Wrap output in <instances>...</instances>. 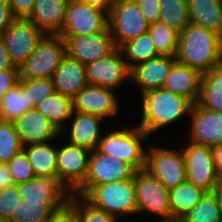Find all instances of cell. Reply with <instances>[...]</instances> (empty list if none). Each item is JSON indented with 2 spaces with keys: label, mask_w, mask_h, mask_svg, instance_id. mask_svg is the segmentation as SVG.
Returning <instances> with one entry per match:
<instances>
[{
  "label": "cell",
  "mask_w": 222,
  "mask_h": 222,
  "mask_svg": "<svg viewBox=\"0 0 222 222\" xmlns=\"http://www.w3.org/2000/svg\"><path fill=\"white\" fill-rule=\"evenodd\" d=\"M176 61L201 74L222 63V39L216 32L189 23L180 33Z\"/></svg>",
  "instance_id": "cell-1"
},
{
  "label": "cell",
  "mask_w": 222,
  "mask_h": 222,
  "mask_svg": "<svg viewBox=\"0 0 222 222\" xmlns=\"http://www.w3.org/2000/svg\"><path fill=\"white\" fill-rule=\"evenodd\" d=\"M142 117L139 128L148 136L171 125L184 115H189L192 103L163 88L141 93Z\"/></svg>",
  "instance_id": "cell-2"
},
{
  "label": "cell",
  "mask_w": 222,
  "mask_h": 222,
  "mask_svg": "<svg viewBox=\"0 0 222 222\" xmlns=\"http://www.w3.org/2000/svg\"><path fill=\"white\" fill-rule=\"evenodd\" d=\"M149 136L138 126L132 129L112 130L101 136L97 150L129 164L135 171L145 169L146 151L143 143Z\"/></svg>",
  "instance_id": "cell-3"
},
{
  "label": "cell",
  "mask_w": 222,
  "mask_h": 222,
  "mask_svg": "<svg viewBox=\"0 0 222 222\" xmlns=\"http://www.w3.org/2000/svg\"><path fill=\"white\" fill-rule=\"evenodd\" d=\"M94 207L116 217L137 214L134 175L121 181L93 186L84 196Z\"/></svg>",
  "instance_id": "cell-4"
},
{
  "label": "cell",
  "mask_w": 222,
  "mask_h": 222,
  "mask_svg": "<svg viewBox=\"0 0 222 222\" xmlns=\"http://www.w3.org/2000/svg\"><path fill=\"white\" fill-rule=\"evenodd\" d=\"M65 54V42L58 34H44L19 68L20 79H51Z\"/></svg>",
  "instance_id": "cell-5"
},
{
  "label": "cell",
  "mask_w": 222,
  "mask_h": 222,
  "mask_svg": "<svg viewBox=\"0 0 222 222\" xmlns=\"http://www.w3.org/2000/svg\"><path fill=\"white\" fill-rule=\"evenodd\" d=\"M107 27L116 48L148 32L149 23L133 0H115L107 13Z\"/></svg>",
  "instance_id": "cell-6"
},
{
  "label": "cell",
  "mask_w": 222,
  "mask_h": 222,
  "mask_svg": "<svg viewBox=\"0 0 222 222\" xmlns=\"http://www.w3.org/2000/svg\"><path fill=\"white\" fill-rule=\"evenodd\" d=\"M134 187L138 215L153 213L163 222H172L169 192L160 181L146 169H141L134 173Z\"/></svg>",
  "instance_id": "cell-7"
},
{
  "label": "cell",
  "mask_w": 222,
  "mask_h": 222,
  "mask_svg": "<svg viewBox=\"0 0 222 222\" xmlns=\"http://www.w3.org/2000/svg\"><path fill=\"white\" fill-rule=\"evenodd\" d=\"M134 173L135 170L126 162L95 148L90 152L85 180L73 193L84 196L93 186L128 179Z\"/></svg>",
  "instance_id": "cell-8"
},
{
  "label": "cell",
  "mask_w": 222,
  "mask_h": 222,
  "mask_svg": "<svg viewBox=\"0 0 222 222\" xmlns=\"http://www.w3.org/2000/svg\"><path fill=\"white\" fill-rule=\"evenodd\" d=\"M169 191L186 181L185 160L181 151L152 146L146 151V167Z\"/></svg>",
  "instance_id": "cell-9"
},
{
  "label": "cell",
  "mask_w": 222,
  "mask_h": 222,
  "mask_svg": "<svg viewBox=\"0 0 222 222\" xmlns=\"http://www.w3.org/2000/svg\"><path fill=\"white\" fill-rule=\"evenodd\" d=\"M185 147L182 153L185 160L186 181L206 192H212L217 186L218 177L212 149L192 142Z\"/></svg>",
  "instance_id": "cell-10"
},
{
  "label": "cell",
  "mask_w": 222,
  "mask_h": 222,
  "mask_svg": "<svg viewBox=\"0 0 222 222\" xmlns=\"http://www.w3.org/2000/svg\"><path fill=\"white\" fill-rule=\"evenodd\" d=\"M107 28L106 11L81 0H69L66 20L58 35H89Z\"/></svg>",
  "instance_id": "cell-11"
},
{
  "label": "cell",
  "mask_w": 222,
  "mask_h": 222,
  "mask_svg": "<svg viewBox=\"0 0 222 222\" xmlns=\"http://www.w3.org/2000/svg\"><path fill=\"white\" fill-rule=\"evenodd\" d=\"M44 33L28 18H16L3 32L8 57L12 65L20 68Z\"/></svg>",
  "instance_id": "cell-12"
},
{
  "label": "cell",
  "mask_w": 222,
  "mask_h": 222,
  "mask_svg": "<svg viewBox=\"0 0 222 222\" xmlns=\"http://www.w3.org/2000/svg\"><path fill=\"white\" fill-rule=\"evenodd\" d=\"M60 37L65 42V53L84 66L108 56L116 49L108 28L89 35Z\"/></svg>",
  "instance_id": "cell-13"
},
{
  "label": "cell",
  "mask_w": 222,
  "mask_h": 222,
  "mask_svg": "<svg viewBox=\"0 0 222 222\" xmlns=\"http://www.w3.org/2000/svg\"><path fill=\"white\" fill-rule=\"evenodd\" d=\"M90 152L69 142L58 147L57 178L70 193H73L85 180Z\"/></svg>",
  "instance_id": "cell-14"
},
{
  "label": "cell",
  "mask_w": 222,
  "mask_h": 222,
  "mask_svg": "<svg viewBox=\"0 0 222 222\" xmlns=\"http://www.w3.org/2000/svg\"><path fill=\"white\" fill-rule=\"evenodd\" d=\"M88 85L116 90L121 83L130 81V68L119 48L108 56L85 66Z\"/></svg>",
  "instance_id": "cell-15"
},
{
  "label": "cell",
  "mask_w": 222,
  "mask_h": 222,
  "mask_svg": "<svg viewBox=\"0 0 222 222\" xmlns=\"http://www.w3.org/2000/svg\"><path fill=\"white\" fill-rule=\"evenodd\" d=\"M188 116L191 117L190 142L210 148L222 143V113L207 110L196 102Z\"/></svg>",
  "instance_id": "cell-16"
},
{
  "label": "cell",
  "mask_w": 222,
  "mask_h": 222,
  "mask_svg": "<svg viewBox=\"0 0 222 222\" xmlns=\"http://www.w3.org/2000/svg\"><path fill=\"white\" fill-rule=\"evenodd\" d=\"M114 90L86 85L73 99V111L89 113L101 118L114 117L118 114V98Z\"/></svg>",
  "instance_id": "cell-17"
},
{
  "label": "cell",
  "mask_w": 222,
  "mask_h": 222,
  "mask_svg": "<svg viewBox=\"0 0 222 222\" xmlns=\"http://www.w3.org/2000/svg\"><path fill=\"white\" fill-rule=\"evenodd\" d=\"M24 203L65 204L70 192L57 177L38 176L17 184Z\"/></svg>",
  "instance_id": "cell-18"
},
{
  "label": "cell",
  "mask_w": 222,
  "mask_h": 222,
  "mask_svg": "<svg viewBox=\"0 0 222 222\" xmlns=\"http://www.w3.org/2000/svg\"><path fill=\"white\" fill-rule=\"evenodd\" d=\"M22 146L54 141L61 132L36 108L24 112L13 122Z\"/></svg>",
  "instance_id": "cell-19"
},
{
  "label": "cell",
  "mask_w": 222,
  "mask_h": 222,
  "mask_svg": "<svg viewBox=\"0 0 222 222\" xmlns=\"http://www.w3.org/2000/svg\"><path fill=\"white\" fill-rule=\"evenodd\" d=\"M175 62V56L160 55L138 63L130 69V81L136 82L142 93L162 88Z\"/></svg>",
  "instance_id": "cell-20"
},
{
  "label": "cell",
  "mask_w": 222,
  "mask_h": 222,
  "mask_svg": "<svg viewBox=\"0 0 222 222\" xmlns=\"http://www.w3.org/2000/svg\"><path fill=\"white\" fill-rule=\"evenodd\" d=\"M51 79L54 92L60 93L71 99L88 85L85 66L76 59L69 57L67 54L61 59Z\"/></svg>",
  "instance_id": "cell-21"
},
{
  "label": "cell",
  "mask_w": 222,
  "mask_h": 222,
  "mask_svg": "<svg viewBox=\"0 0 222 222\" xmlns=\"http://www.w3.org/2000/svg\"><path fill=\"white\" fill-rule=\"evenodd\" d=\"M69 0H35L28 19L44 34H58L63 27Z\"/></svg>",
  "instance_id": "cell-22"
},
{
  "label": "cell",
  "mask_w": 222,
  "mask_h": 222,
  "mask_svg": "<svg viewBox=\"0 0 222 222\" xmlns=\"http://www.w3.org/2000/svg\"><path fill=\"white\" fill-rule=\"evenodd\" d=\"M69 120H71V126L68 127L69 129L67 128L69 143L89 151L97 148L102 136L101 122L103 118L89 113L73 111Z\"/></svg>",
  "instance_id": "cell-23"
},
{
  "label": "cell",
  "mask_w": 222,
  "mask_h": 222,
  "mask_svg": "<svg viewBox=\"0 0 222 222\" xmlns=\"http://www.w3.org/2000/svg\"><path fill=\"white\" fill-rule=\"evenodd\" d=\"M201 76L202 74L199 71L176 61L162 88L184 97L194 104L199 99Z\"/></svg>",
  "instance_id": "cell-24"
},
{
  "label": "cell",
  "mask_w": 222,
  "mask_h": 222,
  "mask_svg": "<svg viewBox=\"0 0 222 222\" xmlns=\"http://www.w3.org/2000/svg\"><path fill=\"white\" fill-rule=\"evenodd\" d=\"M189 22L222 35V0H187Z\"/></svg>",
  "instance_id": "cell-25"
},
{
  "label": "cell",
  "mask_w": 222,
  "mask_h": 222,
  "mask_svg": "<svg viewBox=\"0 0 222 222\" xmlns=\"http://www.w3.org/2000/svg\"><path fill=\"white\" fill-rule=\"evenodd\" d=\"M51 142L30 144L23 147V151L38 176L57 177V150Z\"/></svg>",
  "instance_id": "cell-26"
},
{
  "label": "cell",
  "mask_w": 222,
  "mask_h": 222,
  "mask_svg": "<svg viewBox=\"0 0 222 222\" xmlns=\"http://www.w3.org/2000/svg\"><path fill=\"white\" fill-rule=\"evenodd\" d=\"M197 103L207 110L222 113V63L202 73Z\"/></svg>",
  "instance_id": "cell-27"
},
{
  "label": "cell",
  "mask_w": 222,
  "mask_h": 222,
  "mask_svg": "<svg viewBox=\"0 0 222 222\" xmlns=\"http://www.w3.org/2000/svg\"><path fill=\"white\" fill-rule=\"evenodd\" d=\"M168 192L172 222H178L206 193L203 189L187 181L179 184Z\"/></svg>",
  "instance_id": "cell-28"
},
{
  "label": "cell",
  "mask_w": 222,
  "mask_h": 222,
  "mask_svg": "<svg viewBox=\"0 0 222 222\" xmlns=\"http://www.w3.org/2000/svg\"><path fill=\"white\" fill-rule=\"evenodd\" d=\"M35 108L57 127L61 132V136L63 132L65 133V128H67L65 124L73 112L71 98L53 92L41 103L37 104Z\"/></svg>",
  "instance_id": "cell-29"
},
{
  "label": "cell",
  "mask_w": 222,
  "mask_h": 222,
  "mask_svg": "<svg viewBox=\"0 0 222 222\" xmlns=\"http://www.w3.org/2000/svg\"><path fill=\"white\" fill-rule=\"evenodd\" d=\"M29 109L26 79H19V82L0 98V120L13 122Z\"/></svg>",
  "instance_id": "cell-30"
},
{
  "label": "cell",
  "mask_w": 222,
  "mask_h": 222,
  "mask_svg": "<svg viewBox=\"0 0 222 222\" xmlns=\"http://www.w3.org/2000/svg\"><path fill=\"white\" fill-rule=\"evenodd\" d=\"M119 50L130 69L138 63L160 56L148 32L122 44Z\"/></svg>",
  "instance_id": "cell-31"
},
{
  "label": "cell",
  "mask_w": 222,
  "mask_h": 222,
  "mask_svg": "<svg viewBox=\"0 0 222 222\" xmlns=\"http://www.w3.org/2000/svg\"><path fill=\"white\" fill-rule=\"evenodd\" d=\"M159 21L180 33L190 22L187 0H158Z\"/></svg>",
  "instance_id": "cell-32"
},
{
  "label": "cell",
  "mask_w": 222,
  "mask_h": 222,
  "mask_svg": "<svg viewBox=\"0 0 222 222\" xmlns=\"http://www.w3.org/2000/svg\"><path fill=\"white\" fill-rule=\"evenodd\" d=\"M148 33L150 34L159 55H176L179 33L160 21L149 24Z\"/></svg>",
  "instance_id": "cell-33"
},
{
  "label": "cell",
  "mask_w": 222,
  "mask_h": 222,
  "mask_svg": "<svg viewBox=\"0 0 222 222\" xmlns=\"http://www.w3.org/2000/svg\"><path fill=\"white\" fill-rule=\"evenodd\" d=\"M178 222H222L215 195L212 192H206Z\"/></svg>",
  "instance_id": "cell-34"
},
{
  "label": "cell",
  "mask_w": 222,
  "mask_h": 222,
  "mask_svg": "<svg viewBox=\"0 0 222 222\" xmlns=\"http://www.w3.org/2000/svg\"><path fill=\"white\" fill-rule=\"evenodd\" d=\"M64 204L24 203L21 201L10 222H46Z\"/></svg>",
  "instance_id": "cell-35"
},
{
  "label": "cell",
  "mask_w": 222,
  "mask_h": 222,
  "mask_svg": "<svg viewBox=\"0 0 222 222\" xmlns=\"http://www.w3.org/2000/svg\"><path fill=\"white\" fill-rule=\"evenodd\" d=\"M68 202L74 207L79 222H119L116 217L94 207L83 196L71 193Z\"/></svg>",
  "instance_id": "cell-36"
},
{
  "label": "cell",
  "mask_w": 222,
  "mask_h": 222,
  "mask_svg": "<svg viewBox=\"0 0 222 222\" xmlns=\"http://www.w3.org/2000/svg\"><path fill=\"white\" fill-rule=\"evenodd\" d=\"M23 149L12 122L0 120V163H7Z\"/></svg>",
  "instance_id": "cell-37"
},
{
  "label": "cell",
  "mask_w": 222,
  "mask_h": 222,
  "mask_svg": "<svg viewBox=\"0 0 222 222\" xmlns=\"http://www.w3.org/2000/svg\"><path fill=\"white\" fill-rule=\"evenodd\" d=\"M54 92L52 79H26V98L29 108H35Z\"/></svg>",
  "instance_id": "cell-38"
},
{
  "label": "cell",
  "mask_w": 222,
  "mask_h": 222,
  "mask_svg": "<svg viewBox=\"0 0 222 222\" xmlns=\"http://www.w3.org/2000/svg\"><path fill=\"white\" fill-rule=\"evenodd\" d=\"M6 164L16 185L36 178L23 150L16 153Z\"/></svg>",
  "instance_id": "cell-39"
},
{
  "label": "cell",
  "mask_w": 222,
  "mask_h": 222,
  "mask_svg": "<svg viewBox=\"0 0 222 222\" xmlns=\"http://www.w3.org/2000/svg\"><path fill=\"white\" fill-rule=\"evenodd\" d=\"M22 201L18 186L13 184L0 191V219L10 220Z\"/></svg>",
  "instance_id": "cell-40"
},
{
  "label": "cell",
  "mask_w": 222,
  "mask_h": 222,
  "mask_svg": "<svg viewBox=\"0 0 222 222\" xmlns=\"http://www.w3.org/2000/svg\"><path fill=\"white\" fill-rule=\"evenodd\" d=\"M146 21L151 24L159 21L158 0H133Z\"/></svg>",
  "instance_id": "cell-41"
},
{
  "label": "cell",
  "mask_w": 222,
  "mask_h": 222,
  "mask_svg": "<svg viewBox=\"0 0 222 222\" xmlns=\"http://www.w3.org/2000/svg\"><path fill=\"white\" fill-rule=\"evenodd\" d=\"M46 222H79V220L74 207L67 202L55 210Z\"/></svg>",
  "instance_id": "cell-42"
},
{
  "label": "cell",
  "mask_w": 222,
  "mask_h": 222,
  "mask_svg": "<svg viewBox=\"0 0 222 222\" xmlns=\"http://www.w3.org/2000/svg\"><path fill=\"white\" fill-rule=\"evenodd\" d=\"M20 79L19 69L0 70V98Z\"/></svg>",
  "instance_id": "cell-43"
},
{
  "label": "cell",
  "mask_w": 222,
  "mask_h": 222,
  "mask_svg": "<svg viewBox=\"0 0 222 222\" xmlns=\"http://www.w3.org/2000/svg\"><path fill=\"white\" fill-rule=\"evenodd\" d=\"M11 11L16 18H28L33 9L35 0H7Z\"/></svg>",
  "instance_id": "cell-44"
},
{
  "label": "cell",
  "mask_w": 222,
  "mask_h": 222,
  "mask_svg": "<svg viewBox=\"0 0 222 222\" xmlns=\"http://www.w3.org/2000/svg\"><path fill=\"white\" fill-rule=\"evenodd\" d=\"M16 19L7 0H0V37L9 25Z\"/></svg>",
  "instance_id": "cell-45"
},
{
  "label": "cell",
  "mask_w": 222,
  "mask_h": 222,
  "mask_svg": "<svg viewBox=\"0 0 222 222\" xmlns=\"http://www.w3.org/2000/svg\"><path fill=\"white\" fill-rule=\"evenodd\" d=\"M14 184L6 163H0V191Z\"/></svg>",
  "instance_id": "cell-46"
},
{
  "label": "cell",
  "mask_w": 222,
  "mask_h": 222,
  "mask_svg": "<svg viewBox=\"0 0 222 222\" xmlns=\"http://www.w3.org/2000/svg\"><path fill=\"white\" fill-rule=\"evenodd\" d=\"M18 69L12 65L9 60L8 53L3 39L0 37V70Z\"/></svg>",
  "instance_id": "cell-47"
},
{
  "label": "cell",
  "mask_w": 222,
  "mask_h": 222,
  "mask_svg": "<svg viewBox=\"0 0 222 222\" xmlns=\"http://www.w3.org/2000/svg\"><path fill=\"white\" fill-rule=\"evenodd\" d=\"M217 172L222 171V143L211 148Z\"/></svg>",
  "instance_id": "cell-48"
},
{
  "label": "cell",
  "mask_w": 222,
  "mask_h": 222,
  "mask_svg": "<svg viewBox=\"0 0 222 222\" xmlns=\"http://www.w3.org/2000/svg\"><path fill=\"white\" fill-rule=\"evenodd\" d=\"M87 2L88 4L98 7L107 13L109 12L112 5L115 3V0H81Z\"/></svg>",
  "instance_id": "cell-49"
},
{
  "label": "cell",
  "mask_w": 222,
  "mask_h": 222,
  "mask_svg": "<svg viewBox=\"0 0 222 222\" xmlns=\"http://www.w3.org/2000/svg\"><path fill=\"white\" fill-rule=\"evenodd\" d=\"M212 193L215 195L216 203L219 208V213L222 219V190L215 188Z\"/></svg>",
  "instance_id": "cell-50"
},
{
  "label": "cell",
  "mask_w": 222,
  "mask_h": 222,
  "mask_svg": "<svg viewBox=\"0 0 222 222\" xmlns=\"http://www.w3.org/2000/svg\"><path fill=\"white\" fill-rule=\"evenodd\" d=\"M216 188L222 190V171L218 173Z\"/></svg>",
  "instance_id": "cell-51"
},
{
  "label": "cell",
  "mask_w": 222,
  "mask_h": 222,
  "mask_svg": "<svg viewBox=\"0 0 222 222\" xmlns=\"http://www.w3.org/2000/svg\"><path fill=\"white\" fill-rule=\"evenodd\" d=\"M0 222H10L9 220L0 219Z\"/></svg>",
  "instance_id": "cell-52"
}]
</instances>
